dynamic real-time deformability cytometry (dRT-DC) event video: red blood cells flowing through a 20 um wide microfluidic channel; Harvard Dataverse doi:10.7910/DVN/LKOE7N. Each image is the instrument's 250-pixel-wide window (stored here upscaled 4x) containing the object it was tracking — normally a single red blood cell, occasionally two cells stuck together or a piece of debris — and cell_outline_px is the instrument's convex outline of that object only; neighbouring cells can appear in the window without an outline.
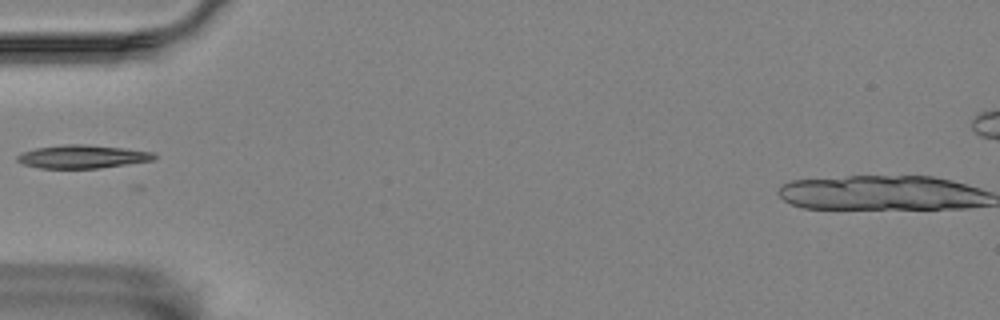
{"species": "Egyptian fruit bat (a non-hibernating species)", "species_latin": "Rousettus aegyptiacus", "temperature_condition": "room temperature", "stored_images_in_passage": 5, "camera_frame_rate_fps": 3000, "um_per_image_px": 0.085, "animal": {"sex": "female"}, "frame": {"image": 1, "passage_image": 3, "time_ms": 2.333, "image_size_px": [1000, 320], "cell_outline_px": [[156, 156], [152, 160], [128, 164], [100, 168], [40, 168], [24, 164], [16, 160], [16, 156], [20, 152], [36, 148], [68, 144], [84, 144], [124, 148], [152, 152]], "centroid_in_image_um": [6.97, 13.31], "position_along_channel_um": 78.0, "area_um2": 18.44}}
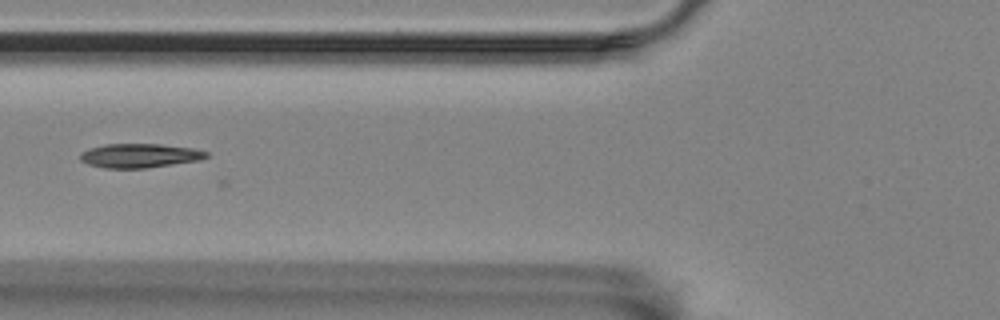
{"frame": {"image": 2, "passage_image": 4, "time_ms": 3.333, "image_size_px": [1000, 320], "cell_outline_px": [[208, 156], [200, 160], [148, 168], [104, 168], [88, 164], [80, 160], [80, 152], [88, 148], [104, 144], [160, 144], [192, 148], [208, 152]], "centroid_in_image_um": [11.84, 13.23], "position_along_channel_um": 114.0, "area_um2": 17.8}}
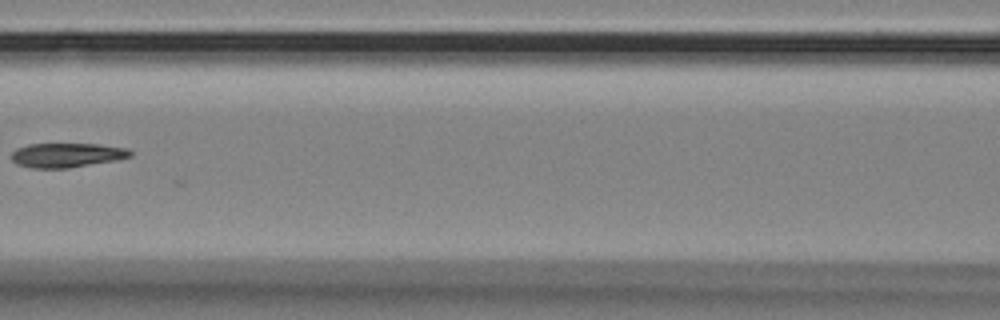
{"frame": {"image": 3, "passage_image": 5, "time_ms": 4.667, "image_size_px": [1000, 320], "cell_outline_px": [[132, 156], [116, 160], [68, 168], [32, 168], [16, 164], [12, 160], [12, 152], [16, 148], [28, 144], [96, 144], [128, 148], [132, 152]], "centroid_in_image_um": [5.67, 13.18], "position_along_channel_um": 160.9, "area_um2": 16.88}}